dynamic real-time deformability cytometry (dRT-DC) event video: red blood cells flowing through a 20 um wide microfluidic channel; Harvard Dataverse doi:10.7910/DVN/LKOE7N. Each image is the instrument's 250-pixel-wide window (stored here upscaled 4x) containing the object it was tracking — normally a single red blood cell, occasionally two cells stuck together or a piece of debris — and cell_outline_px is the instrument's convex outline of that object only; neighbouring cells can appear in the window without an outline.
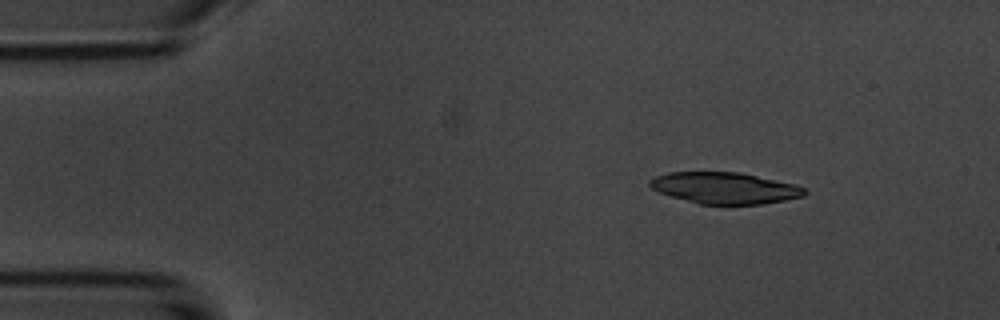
{"species": "common noctule bat (a hibernating species)", "species_latin": "Nyctalus noctula", "temperature_condition": "room temperature", "stored_images_in_passage": 3, "camera_frame_rate_fps": 3000, "um_per_image_px": 0.085, "animal": {"sex": "male", "body_mass_g": 20.1, "forearm_length_mm": 53.5}, "frame": {"image": 1, "passage_image": 1, "time_ms": 0.0, "image_size_px": [1000, 320], "cell_outline_px": [[808, 192], [804, 196], [784, 200], [760, 204], [700, 204], [672, 196], [660, 192], [652, 188], [648, 184], [648, 180], [656, 176], [668, 172], [740, 172], [796, 184], [804, 188]], "centroid_in_image_um": [61.62, 15.97], "position_along_channel_um": 23.4, "area_um2": 28.21}}